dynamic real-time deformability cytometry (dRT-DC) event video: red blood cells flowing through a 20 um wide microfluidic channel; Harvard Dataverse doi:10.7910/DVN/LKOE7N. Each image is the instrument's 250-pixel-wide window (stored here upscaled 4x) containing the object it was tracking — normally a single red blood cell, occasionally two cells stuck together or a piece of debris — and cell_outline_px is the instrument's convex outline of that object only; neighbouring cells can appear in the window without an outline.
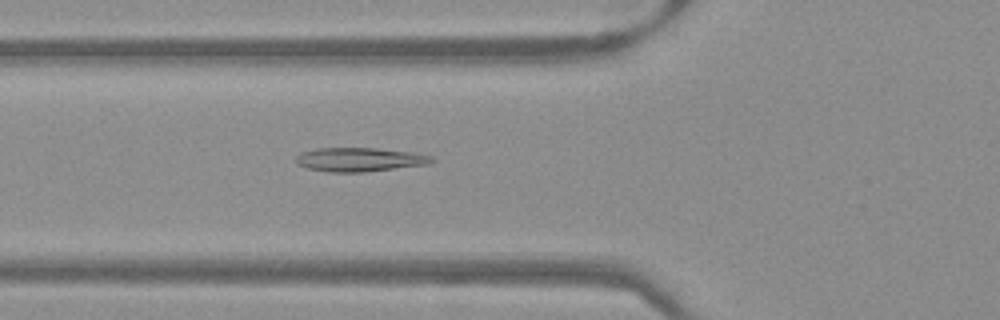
{"species": "Egyptian fruit bat (a non-hibernating species)", "species_latin": "Rousettus aegyptiacus", "temperature_condition": "warm", "stored_images_in_passage": 51, "camera_frame_rate_fps": 3000, "um_per_image_px": 0.085, "frame": {"image": 1, "passage_image": 19, "time_ms": 6.0, "image_size_px": [1000, 320], "cell_outline_px": [[436, 160], [432, 164], [364, 172], [328, 172], [308, 168], [296, 164], [296, 156], [300, 152], [316, 148], [376, 148], [412, 152], [432, 156]], "centroid_in_image_um": [30.59, 13.56], "position_along_channel_um": 95.2, "area_um2": 19.13}}
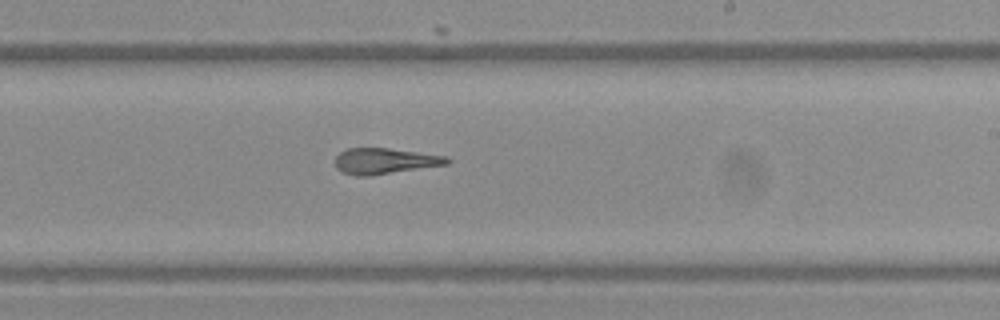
{"frame": {"image": 2, "passage_image": 31, "time_ms": 10.0, "image_size_px": [1000, 320], "cell_outline_px": [[452, 160], [448, 164], [368, 176], [356, 176], [344, 172], [336, 168], [336, 156], [340, 152], [348, 148], [388, 148], [448, 156]], "centroid_in_image_um": [32.73, 13.68], "position_along_channel_um": 256.3, "area_um2": 16.76}}
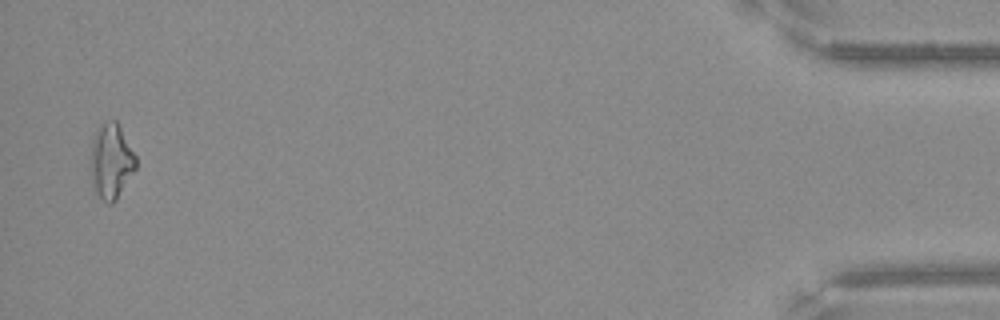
{"frame": {"image": 3, "passage_image": 50, "time_ms": 16.333, "image_size_px": [1000, 320], "cell_outline_px": [[136, 168], [116, 200], [112, 204], [108, 204], [96, 192], [92, 176], [92, 144], [96, 132], [100, 124], [104, 120], [116, 120], [136, 156]], "centroid_in_image_um": [9.48, 13.68], "position_along_channel_um": 425.7, "area_um2": 19.25}}